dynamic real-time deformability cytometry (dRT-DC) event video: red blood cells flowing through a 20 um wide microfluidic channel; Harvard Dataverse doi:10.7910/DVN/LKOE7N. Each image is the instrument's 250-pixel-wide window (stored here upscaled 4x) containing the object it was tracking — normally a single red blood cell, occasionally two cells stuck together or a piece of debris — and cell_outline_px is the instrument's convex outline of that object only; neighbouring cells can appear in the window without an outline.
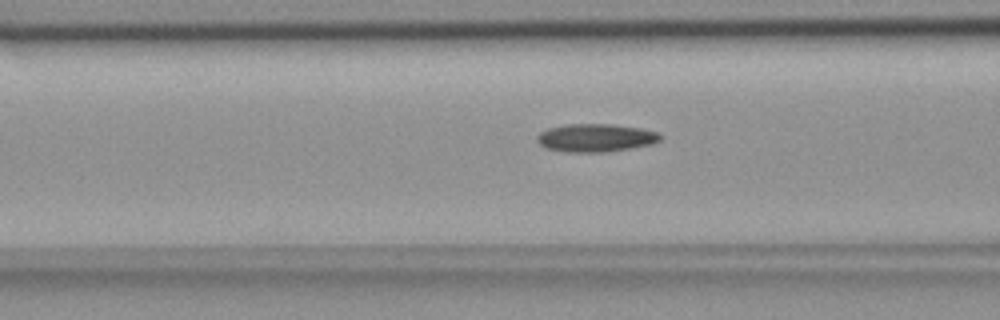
{"species": "common noctule bat (a hibernating species)", "species_latin": "Nyctalus noctula", "temperature_condition": "room temperature", "stored_images_in_passage": 42, "camera_frame_rate_fps": 3000, "um_per_image_px": 0.085, "animal": {"sex": "female", "body_mass_g": 18.4}, "frame": {"image": 1, "passage_image": 9, "time_ms": 2.667, "image_size_px": [1000, 320], "cell_outline_px": [[664, 136], [660, 140], [652, 144], [604, 152], [568, 152], [548, 148], [540, 144], [536, 140], [536, 136], [540, 132], [548, 128], [564, 124], [612, 124], [640, 128], [656, 132]], "centroid_in_image_um": [50.62, 11.7], "position_along_channel_um": 116.0, "area_um2": 20.06}}
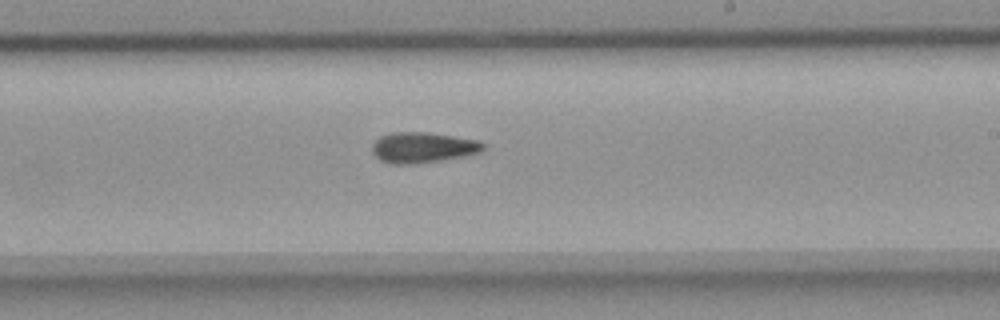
{"frame": {"image": 2, "passage_image": 20, "time_ms": 6.333, "image_size_px": [1000, 320], "cell_outline_px": [[484, 148], [480, 152], [464, 156], [416, 164], [392, 164], [380, 160], [372, 152], [372, 144], [380, 136], [396, 132], [428, 132], [480, 140], [484, 144]], "centroid_in_image_um": [35.94, 12.53], "position_along_channel_um": 253.1, "area_um2": 19.83}}
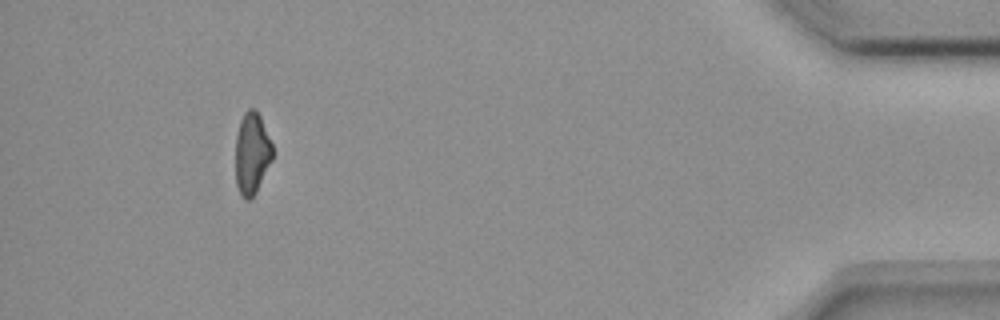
{"frame": {"image": 3, "passage_image": 38, "time_ms": 12.333, "image_size_px": [1000, 320], "cell_outline_px": [[272, 160], [256, 192], [248, 200], [244, 200], [240, 196], [236, 184], [236, 136], [240, 120], [244, 112], [248, 108], [256, 108], [260, 116], [272, 144]], "centroid_in_image_um": [21.4, 13.03], "position_along_channel_um": 413.8, "area_um2": 17.69}, "authors_computed_cell_mechanics": {"area_um2": 19.1896, "velocity_mm_per_s": 3.749, "shape_relaxation_time_tau1_ms": null, "shape_relaxation_time_tau2_ms": 7.8399, "deformation_change_tau1": null, "deformation_change_tau2": 0.1725}}